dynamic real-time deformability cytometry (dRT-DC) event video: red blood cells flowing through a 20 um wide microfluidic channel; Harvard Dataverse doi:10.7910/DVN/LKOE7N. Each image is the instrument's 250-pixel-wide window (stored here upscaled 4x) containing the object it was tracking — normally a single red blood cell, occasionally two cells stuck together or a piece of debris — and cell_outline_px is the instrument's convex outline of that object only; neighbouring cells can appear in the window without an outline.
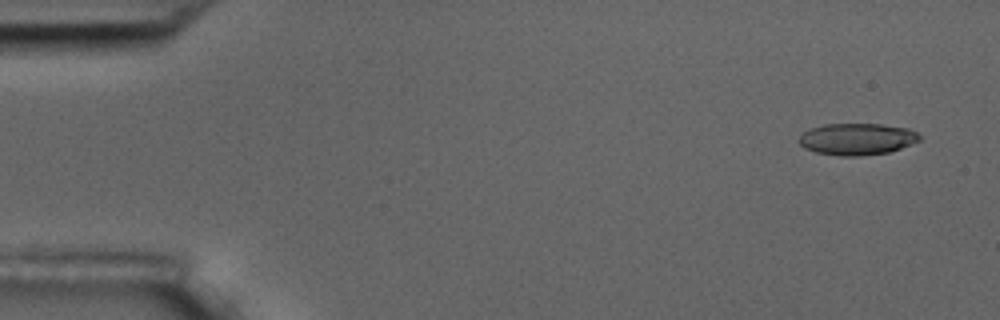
{"species": "common noctule bat (a hibernating species)", "species_latin": "Nyctalus noctula", "temperature_condition": "room temperature", "stored_images_in_passage": 4, "camera_frame_rate_fps": 3000, "um_per_image_px": 0.085, "animal": {"sex": "male", "body_mass_g": 17.5, "forearm_length_mm": 52.3}, "frame": {"image": 1, "passage_image": 1, "time_ms": 0.0, "image_size_px": [1000, 320], "cell_outline_px": [[920, 140], [900, 148], [888, 152], [860, 156], [840, 156], [816, 152], [804, 148], [796, 140], [804, 132], [812, 128], [824, 124], [880, 124], [908, 128], [916, 132], [920, 136]], "centroid_in_image_um": [72.82, 11.82], "position_along_channel_um": 12.2, "area_um2": 22.2}}